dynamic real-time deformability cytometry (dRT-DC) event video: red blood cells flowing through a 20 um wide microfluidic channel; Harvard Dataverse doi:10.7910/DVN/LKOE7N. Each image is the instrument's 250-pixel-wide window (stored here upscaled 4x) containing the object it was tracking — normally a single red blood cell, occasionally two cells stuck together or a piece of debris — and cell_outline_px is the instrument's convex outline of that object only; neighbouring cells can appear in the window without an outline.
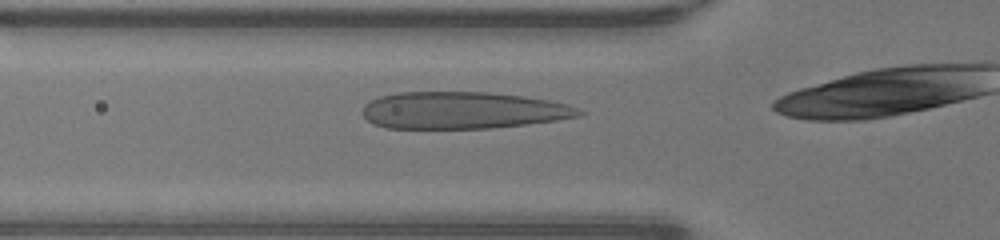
{"species": "human", "species_latin": "Homo sapiens", "temperature_condition": "warm", "stored_images_in_passage": 9, "camera_frame_rate_fps": 3000, "um_per_image_px": 0.085, "donor": {"sex": "male"}, "frame": {"image": 1, "passage_image": 2, "time_ms": 0.333, "image_size_px": [1000, 240], "cell_outline_px": [[584, 112], [580, 116], [556, 120], [524, 124], [488, 128], [388, 128], [372, 124], [360, 112], [364, 104], [380, 96], [396, 92], [488, 92], [524, 96], [548, 100], [568, 104]], "centroid_in_image_um": [39.29, 9.37], "position_along_channel_um": 86.5, "area_um2": 46.64}}
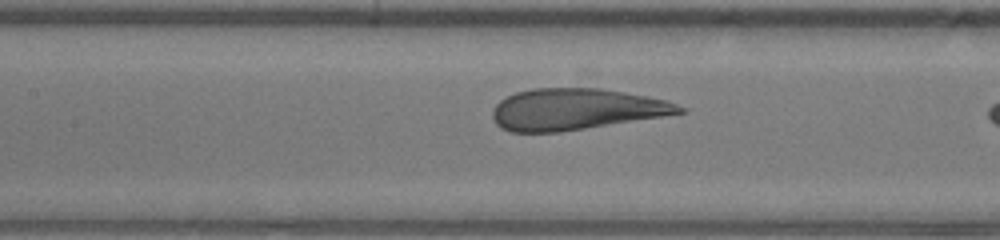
{"frame": {"image": 2, "passage_image": 7, "time_ms": 2.0, "image_size_px": [1000, 240], "cell_outline_px": [[688, 108], [684, 112], [660, 116], [560, 132], [512, 132], [500, 128], [496, 124], [492, 116], [492, 112], [496, 104], [500, 100], [516, 92], [532, 88], [600, 88], [624, 92], [668, 100]], "centroid_in_image_um": [48.92, 9.28], "position_along_channel_um": 158.5, "area_um2": 44.74}}